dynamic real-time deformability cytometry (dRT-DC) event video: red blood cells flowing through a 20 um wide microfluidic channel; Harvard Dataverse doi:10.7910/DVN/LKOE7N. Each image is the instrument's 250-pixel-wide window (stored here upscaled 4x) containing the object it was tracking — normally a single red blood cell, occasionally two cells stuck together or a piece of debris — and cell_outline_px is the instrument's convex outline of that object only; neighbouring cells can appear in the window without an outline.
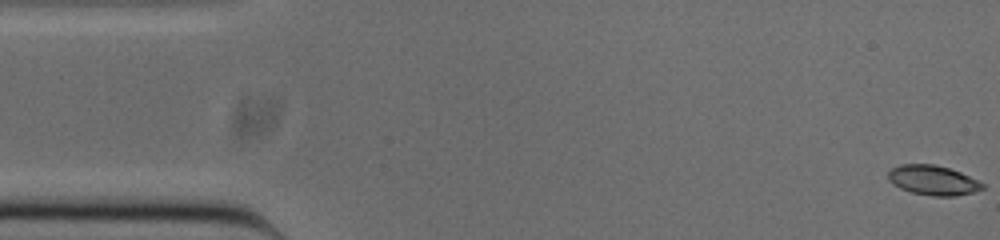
{"species": "common noctule bat (a hibernating species)", "species_latin": "Nyctalus noctula", "temperature_condition": "cold", "stored_images_in_passage": 52, "camera_frame_rate_fps": 3000, "um_per_image_px": 0.085, "animal": {"sex": "male", "body_mass_g": 20.0, "forearm_length_mm": 53.3}, "frame": {"image": 1, "passage_image": 1, "time_ms": 0.0, "image_size_px": [1000, 240], "cell_outline_px": [[984, 188], [972, 192], [956, 196], [932, 196], [912, 192], [900, 188], [892, 184], [888, 180], [888, 172], [892, 168], [900, 164], [936, 164], [960, 172], [984, 184]], "centroid_in_image_um": [79.27, 15.32], "position_along_channel_um": 5.7, "area_um2": 16.24}}
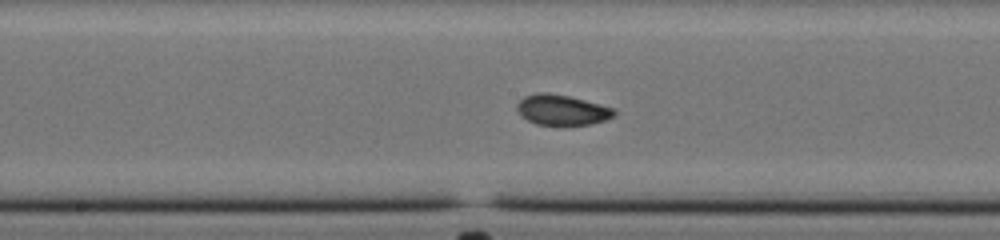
{"frame": {"image": 2, "passage_image": 26, "time_ms": 8.333, "image_size_px": [1000, 240], "cell_outline_px": [[616, 112], [612, 116], [604, 120], [592, 124], [560, 128], [536, 124], [528, 120], [516, 108], [516, 104], [524, 96], [536, 92], [548, 92], [568, 96], [616, 108]], "centroid_in_image_um": [47.77, 9.38], "position_along_channel_um": 200.4, "area_um2": 17.74}}
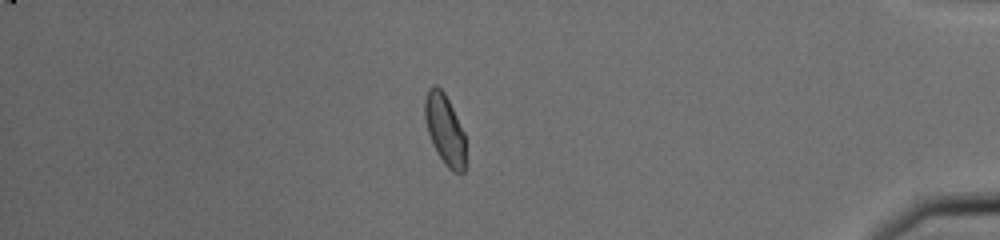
{"frame": {"image": 3, "passage_image": 45, "time_ms": 14.667, "image_size_px": [1000, 240], "cell_outline_px": [[464, 172], [452, 172], [444, 164], [432, 144], [428, 132], [424, 116], [424, 100], [428, 88], [432, 84], [436, 84], [444, 92], [464, 132]], "centroid_in_image_um": [37.77, 10.97], "position_along_channel_um": 397.4, "area_um2": 16.65}, "authors_computed_cell_mechanics": {"area_um2": 16.9932, "velocity_mm_per_s": 3.8399, "shape_relaxation_time_tau1_ms": 3.3713, "shape_relaxation_time_tau2_ms": 1.0111, "deformation_change_tau1": 0.0985, "deformation_change_tau2": 0.0406}}